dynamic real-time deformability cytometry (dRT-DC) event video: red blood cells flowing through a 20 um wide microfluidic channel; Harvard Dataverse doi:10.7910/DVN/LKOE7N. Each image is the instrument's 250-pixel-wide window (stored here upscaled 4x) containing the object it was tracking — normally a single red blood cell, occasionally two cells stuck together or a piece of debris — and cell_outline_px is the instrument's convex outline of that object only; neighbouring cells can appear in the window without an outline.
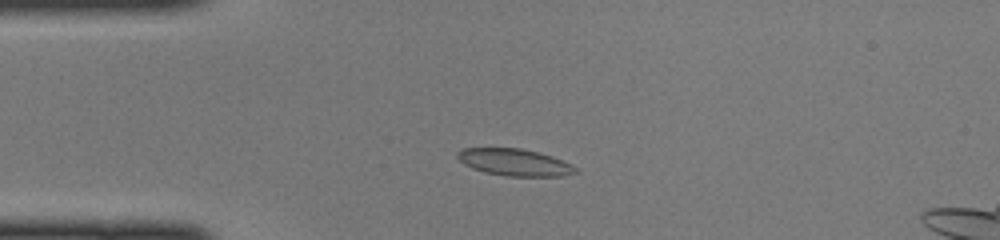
{"species": "common noctule bat (a hibernating species)", "species_latin": "Nyctalus noctula", "temperature_condition": "cold", "stored_images_in_passage": 44, "camera_frame_rate_fps": 3000, "um_per_image_px": 0.085, "animal": {"sex": "female", "body_mass_g": 22.0, "forearm_length_mm": 56.7}, "frame": {"image": 1, "passage_image": 8, "time_ms": 2.333, "image_size_px": [1000, 240], "cell_outline_px": [[580, 172], [564, 176], [504, 176], [484, 172], [472, 168], [464, 164], [456, 156], [456, 152], [460, 148], [520, 148], [540, 152], [552, 156], [572, 164], [580, 168]], "centroid_in_image_um": [43.78, 13.8], "position_along_channel_um": 41.2, "area_um2": 18.9}}
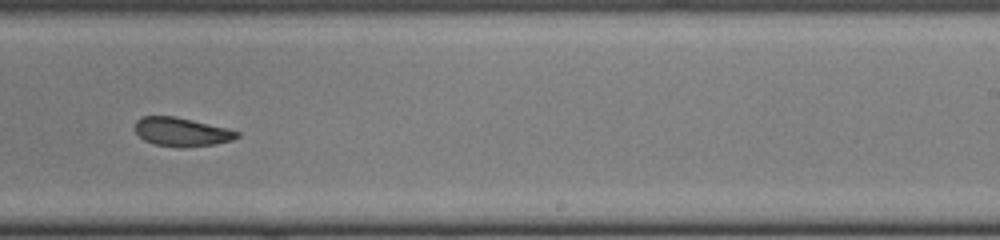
{"frame": {"image": 2, "passage_image": 26, "time_ms": 8.333, "image_size_px": [1000, 240], "cell_outline_px": [[240, 136], [232, 140], [216, 144], [184, 148], [180, 148], [152, 144], [144, 140], [136, 132], [136, 120], [140, 116], [176, 116], [228, 128], [240, 132]], "centroid_in_image_um": [15.45, 11.22], "position_along_channel_um": 273.5, "area_um2": 17.34}}
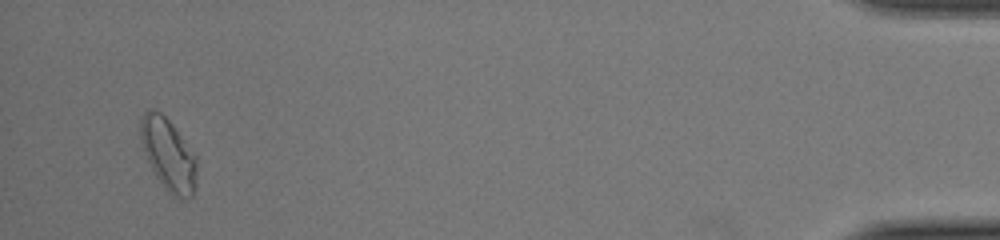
{"frame": {"image": 3, "passage_image": 42, "time_ms": 13.667, "image_size_px": [1000, 240], "cell_outline_px": [[196, 184], [192, 196], [172, 196], [164, 188], [156, 176], [144, 152], [140, 140], [140, 120], [144, 112], [148, 108], [152, 108], [160, 112], [172, 124], [196, 156]], "centroid_in_image_um": [14.29, 13.1], "position_along_channel_um": 420.9, "area_um2": 23.35}}